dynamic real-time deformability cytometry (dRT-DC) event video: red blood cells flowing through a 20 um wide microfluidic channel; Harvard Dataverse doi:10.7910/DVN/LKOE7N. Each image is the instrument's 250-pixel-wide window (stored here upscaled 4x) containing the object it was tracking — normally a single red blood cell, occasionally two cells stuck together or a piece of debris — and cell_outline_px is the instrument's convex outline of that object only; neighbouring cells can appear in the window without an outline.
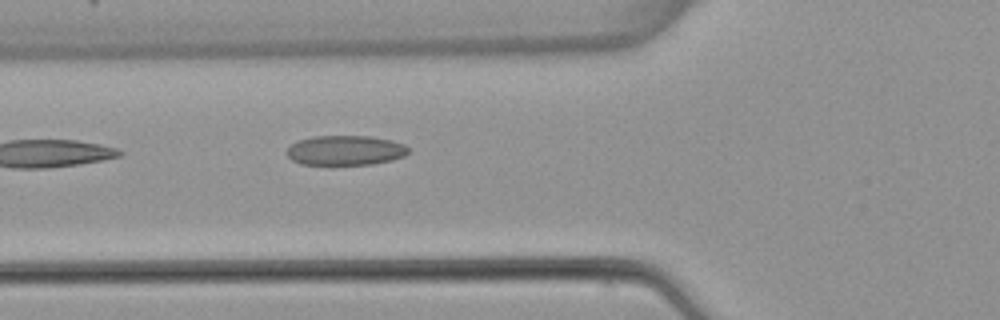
{"species": "common noctule bat (a hibernating species)", "species_latin": "Nyctalus noctula", "temperature_condition": "warm", "stored_images_in_passage": 5, "camera_frame_rate_fps": 3000, "um_per_image_px": 0.085, "animal": {"sex": "female", "body_mass_g": 22.7, "forearm_length_mm": 54.2}, "frame": {"image": 1, "passage_image": 5, "time_ms": 6.0, "image_size_px": [1000, 320], "cell_outline_px": [[408, 152], [404, 156], [392, 160], [372, 164], [300, 164], [292, 160], [284, 152], [292, 144], [300, 140], [312, 136], [368, 136], [392, 140], [404, 144], [408, 148]], "centroid_in_image_um": [29.35, 12.77], "position_along_channel_um": 96.5, "area_um2": 21.04}}